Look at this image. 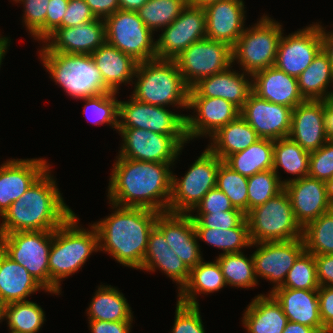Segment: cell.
<instances>
[{
	"instance_id": "cell-37",
	"label": "cell",
	"mask_w": 333,
	"mask_h": 333,
	"mask_svg": "<svg viewBox=\"0 0 333 333\" xmlns=\"http://www.w3.org/2000/svg\"><path fill=\"white\" fill-rule=\"evenodd\" d=\"M299 91L305 100H325L333 85V71L328 56L321 50L311 64L297 77ZM330 84V85H329Z\"/></svg>"
},
{
	"instance_id": "cell-35",
	"label": "cell",
	"mask_w": 333,
	"mask_h": 333,
	"mask_svg": "<svg viewBox=\"0 0 333 333\" xmlns=\"http://www.w3.org/2000/svg\"><path fill=\"white\" fill-rule=\"evenodd\" d=\"M127 299L117 288L100 285L86 310L88 320L133 321V312Z\"/></svg>"
},
{
	"instance_id": "cell-19",
	"label": "cell",
	"mask_w": 333,
	"mask_h": 333,
	"mask_svg": "<svg viewBox=\"0 0 333 333\" xmlns=\"http://www.w3.org/2000/svg\"><path fill=\"white\" fill-rule=\"evenodd\" d=\"M296 221L303 228L321 214L333 208L331 186L316 178L305 176L284 185Z\"/></svg>"
},
{
	"instance_id": "cell-15",
	"label": "cell",
	"mask_w": 333,
	"mask_h": 333,
	"mask_svg": "<svg viewBox=\"0 0 333 333\" xmlns=\"http://www.w3.org/2000/svg\"><path fill=\"white\" fill-rule=\"evenodd\" d=\"M156 40L157 59L174 60L192 43L206 38V13L203 7L187 5Z\"/></svg>"
},
{
	"instance_id": "cell-39",
	"label": "cell",
	"mask_w": 333,
	"mask_h": 333,
	"mask_svg": "<svg viewBox=\"0 0 333 333\" xmlns=\"http://www.w3.org/2000/svg\"><path fill=\"white\" fill-rule=\"evenodd\" d=\"M195 233L197 239L223 250L219 255L239 253L243 248L252 247L247 219L232 229L195 228Z\"/></svg>"
},
{
	"instance_id": "cell-8",
	"label": "cell",
	"mask_w": 333,
	"mask_h": 333,
	"mask_svg": "<svg viewBox=\"0 0 333 333\" xmlns=\"http://www.w3.org/2000/svg\"><path fill=\"white\" fill-rule=\"evenodd\" d=\"M246 219L252 244L302 238V227L295 219L284 189L263 205L251 209Z\"/></svg>"
},
{
	"instance_id": "cell-32",
	"label": "cell",
	"mask_w": 333,
	"mask_h": 333,
	"mask_svg": "<svg viewBox=\"0 0 333 333\" xmlns=\"http://www.w3.org/2000/svg\"><path fill=\"white\" fill-rule=\"evenodd\" d=\"M241 319L248 333H282L288 322L282 306L271 293L255 296Z\"/></svg>"
},
{
	"instance_id": "cell-11",
	"label": "cell",
	"mask_w": 333,
	"mask_h": 333,
	"mask_svg": "<svg viewBox=\"0 0 333 333\" xmlns=\"http://www.w3.org/2000/svg\"><path fill=\"white\" fill-rule=\"evenodd\" d=\"M52 231H19L0 236V249L49 291Z\"/></svg>"
},
{
	"instance_id": "cell-2",
	"label": "cell",
	"mask_w": 333,
	"mask_h": 333,
	"mask_svg": "<svg viewBox=\"0 0 333 333\" xmlns=\"http://www.w3.org/2000/svg\"><path fill=\"white\" fill-rule=\"evenodd\" d=\"M109 204L113 213L92 224L98 233L99 251L109 253L122 266L140 270L159 212Z\"/></svg>"
},
{
	"instance_id": "cell-41",
	"label": "cell",
	"mask_w": 333,
	"mask_h": 333,
	"mask_svg": "<svg viewBox=\"0 0 333 333\" xmlns=\"http://www.w3.org/2000/svg\"><path fill=\"white\" fill-rule=\"evenodd\" d=\"M216 260L220 264L226 285L249 289L259 284L252 254L249 258L243 252L223 254L217 256Z\"/></svg>"
},
{
	"instance_id": "cell-17",
	"label": "cell",
	"mask_w": 333,
	"mask_h": 333,
	"mask_svg": "<svg viewBox=\"0 0 333 333\" xmlns=\"http://www.w3.org/2000/svg\"><path fill=\"white\" fill-rule=\"evenodd\" d=\"M251 246L258 247L252 254L256 278L260 276L274 284L270 293L284 283L295 260L305 250L302 238L253 243Z\"/></svg>"
},
{
	"instance_id": "cell-9",
	"label": "cell",
	"mask_w": 333,
	"mask_h": 333,
	"mask_svg": "<svg viewBox=\"0 0 333 333\" xmlns=\"http://www.w3.org/2000/svg\"><path fill=\"white\" fill-rule=\"evenodd\" d=\"M178 179L172 173L169 212L189 214L203 197L216 187L217 172L222 160L207 147Z\"/></svg>"
},
{
	"instance_id": "cell-5",
	"label": "cell",
	"mask_w": 333,
	"mask_h": 333,
	"mask_svg": "<svg viewBox=\"0 0 333 333\" xmlns=\"http://www.w3.org/2000/svg\"><path fill=\"white\" fill-rule=\"evenodd\" d=\"M133 80L136 82H132L134 99L151 105L188 109L189 87L175 60L156 58L138 62Z\"/></svg>"
},
{
	"instance_id": "cell-34",
	"label": "cell",
	"mask_w": 333,
	"mask_h": 333,
	"mask_svg": "<svg viewBox=\"0 0 333 333\" xmlns=\"http://www.w3.org/2000/svg\"><path fill=\"white\" fill-rule=\"evenodd\" d=\"M226 282L217 260L204 262V259L190 270L188 282L178 292L177 300L188 305H199L197 294L218 292Z\"/></svg>"
},
{
	"instance_id": "cell-24",
	"label": "cell",
	"mask_w": 333,
	"mask_h": 333,
	"mask_svg": "<svg viewBox=\"0 0 333 333\" xmlns=\"http://www.w3.org/2000/svg\"><path fill=\"white\" fill-rule=\"evenodd\" d=\"M106 42L104 19L75 27H61L52 33L43 43L52 52L91 55Z\"/></svg>"
},
{
	"instance_id": "cell-62",
	"label": "cell",
	"mask_w": 333,
	"mask_h": 333,
	"mask_svg": "<svg viewBox=\"0 0 333 333\" xmlns=\"http://www.w3.org/2000/svg\"><path fill=\"white\" fill-rule=\"evenodd\" d=\"M148 0H119L121 10L138 11Z\"/></svg>"
},
{
	"instance_id": "cell-14",
	"label": "cell",
	"mask_w": 333,
	"mask_h": 333,
	"mask_svg": "<svg viewBox=\"0 0 333 333\" xmlns=\"http://www.w3.org/2000/svg\"><path fill=\"white\" fill-rule=\"evenodd\" d=\"M118 128L151 130L162 135H186V116L133 97L119 100Z\"/></svg>"
},
{
	"instance_id": "cell-51",
	"label": "cell",
	"mask_w": 333,
	"mask_h": 333,
	"mask_svg": "<svg viewBox=\"0 0 333 333\" xmlns=\"http://www.w3.org/2000/svg\"><path fill=\"white\" fill-rule=\"evenodd\" d=\"M171 333H205L199 305H188L177 300Z\"/></svg>"
},
{
	"instance_id": "cell-47",
	"label": "cell",
	"mask_w": 333,
	"mask_h": 333,
	"mask_svg": "<svg viewBox=\"0 0 333 333\" xmlns=\"http://www.w3.org/2000/svg\"><path fill=\"white\" fill-rule=\"evenodd\" d=\"M284 189L281 177L273 169L248 177V212L280 193Z\"/></svg>"
},
{
	"instance_id": "cell-30",
	"label": "cell",
	"mask_w": 333,
	"mask_h": 333,
	"mask_svg": "<svg viewBox=\"0 0 333 333\" xmlns=\"http://www.w3.org/2000/svg\"><path fill=\"white\" fill-rule=\"evenodd\" d=\"M39 290L60 295L53 291H47L26 268L14 262L0 249V301L4 305L27 301V297Z\"/></svg>"
},
{
	"instance_id": "cell-3",
	"label": "cell",
	"mask_w": 333,
	"mask_h": 333,
	"mask_svg": "<svg viewBox=\"0 0 333 333\" xmlns=\"http://www.w3.org/2000/svg\"><path fill=\"white\" fill-rule=\"evenodd\" d=\"M50 168L3 214L0 236L19 231H54L74 213L64 202Z\"/></svg>"
},
{
	"instance_id": "cell-36",
	"label": "cell",
	"mask_w": 333,
	"mask_h": 333,
	"mask_svg": "<svg viewBox=\"0 0 333 333\" xmlns=\"http://www.w3.org/2000/svg\"><path fill=\"white\" fill-rule=\"evenodd\" d=\"M274 140L259 139L243 151L228 156L223 162L245 177L273 169Z\"/></svg>"
},
{
	"instance_id": "cell-12",
	"label": "cell",
	"mask_w": 333,
	"mask_h": 333,
	"mask_svg": "<svg viewBox=\"0 0 333 333\" xmlns=\"http://www.w3.org/2000/svg\"><path fill=\"white\" fill-rule=\"evenodd\" d=\"M122 142L118 157L154 163H174L181 155L186 135H162L151 130L118 128Z\"/></svg>"
},
{
	"instance_id": "cell-22",
	"label": "cell",
	"mask_w": 333,
	"mask_h": 333,
	"mask_svg": "<svg viewBox=\"0 0 333 333\" xmlns=\"http://www.w3.org/2000/svg\"><path fill=\"white\" fill-rule=\"evenodd\" d=\"M44 158L9 159L0 166V216L50 167Z\"/></svg>"
},
{
	"instance_id": "cell-4",
	"label": "cell",
	"mask_w": 333,
	"mask_h": 333,
	"mask_svg": "<svg viewBox=\"0 0 333 333\" xmlns=\"http://www.w3.org/2000/svg\"><path fill=\"white\" fill-rule=\"evenodd\" d=\"M73 213L61 226L52 231L49 253V291L61 294V281L78 272L93 252L99 251L98 233L78 226Z\"/></svg>"
},
{
	"instance_id": "cell-57",
	"label": "cell",
	"mask_w": 333,
	"mask_h": 333,
	"mask_svg": "<svg viewBox=\"0 0 333 333\" xmlns=\"http://www.w3.org/2000/svg\"><path fill=\"white\" fill-rule=\"evenodd\" d=\"M91 333H130L132 321L88 320Z\"/></svg>"
},
{
	"instance_id": "cell-61",
	"label": "cell",
	"mask_w": 333,
	"mask_h": 333,
	"mask_svg": "<svg viewBox=\"0 0 333 333\" xmlns=\"http://www.w3.org/2000/svg\"><path fill=\"white\" fill-rule=\"evenodd\" d=\"M282 333H319L314 328L288 321Z\"/></svg>"
},
{
	"instance_id": "cell-65",
	"label": "cell",
	"mask_w": 333,
	"mask_h": 333,
	"mask_svg": "<svg viewBox=\"0 0 333 333\" xmlns=\"http://www.w3.org/2000/svg\"><path fill=\"white\" fill-rule=\"evenodd\" d=\"M4 307L5 305L0 301V323L4 320Z\"/></svg>"
},
{
	"instance_id": "cell-66",
	"label": "cell",
	"mask_w": 333,
	"mask_h": 333,
	"mask_svg": "<svg viewBox=\"0 0 333 333\" xmlns=\"http://www.w3.org/2000/svg\"><path fill=\"white\" fill-rule=\"evenodd\" d=\"M331 196H332V200H333V184L331 185Z\"/></svg>"
},
{
	"instance_id": "cell-64",
	"label": "cell",
	"mask_w": 333,
	"mask_h": 333,
	"mask_svg": "<svg viewBox=\"0 0 333 333\" xmlns=\"http://www.w3.org/2000/svg\"><path fill=\"white\" fill-rule=\"evenodd\" d=\"M214 1L218 0H186L187 5L190 6H197V7H205L206 5L213 3Z\"/></svg>"
},
{
	"instance_id": "cell-50",
	"label": "cell",
	"mask_w": 333,
	"mask_h": 333,
	"mask_svg": "<svg viewBox=\"0 0 333 333\" xmlns=\"http://www.w3.org/2000/svg\"><path fill=\"white\" fill-rule=\"evenodd\" d=\"M308 176L333 184V141H327L319 149L310 152Z\"/></svg>"
},
{
	"instance_id": "cell-13",
	"label": "cell",
	"mask_w": 333,
	"mask_h": 333,
	"mask_svg": "<svg viewBox=\"0 0 333 333\" xmlns=\"http://www.w3.org/2000/svg\"><path fill=\"white\" fill-rule=\"evenodd\" d=\"M186 85L191 88L200 79L232 66V47L208 38L196 41L174 59Z\"/></svg>"
},
{
	"instance_id": "cell-49",
	"label": "cell",
	"mask_w": 333,
	"mask_h": 333,
	"mask_svg": "<svg viewBox=\"0 0 333 333\" xmlns=\"http://www.w3.org/2000/svg\"><path fill=\"white\" fill-rule=\"evenodd\" d=\"M193 219L194 228L232 229L238 227L245 219L246 214L240 210L220 211L217 213H189Z\"/></svg>"
},
{
	"instance_id": "cell-16",
	"label": "cell",
	"mask_w": 333,
	"mask_h": 333,
	"mask_svg": "<svg viewBox=\"0 0 333 333\" xmlns=\"http://www.w3.org/2000/svg\"><path fill=\"white\" fill-rule=\"evenodd\" d=\"M321 50L322 42L317 22L289 35L284 36L282 33L274 66L297 78Z\"/></svg>"
},
{
	"instance_id": "cell-26",
	"label": "cell",
	"mask_w": 333,
	"mask_h": 333,
	"mask_svg": "<svg viewBox=\"0 0 333 333\" xmlns=\"http://www.w3.org/2000/svg\"><path fill=\"white\" fill-rule=\"evenodd\" d=\"M288 137L308 152L319 149L328 141L324 123V100H305L292 110Z\"/></svg>"
},
{
	"instance_id": "cell-20",
	"label": "cell",
	"mask_w": 333,
	"mask_h": 333,
	"mask_svg": "<svg viewBox=\"0 0 333 333\" xmlns=\"http://www.w3.org/2000/svg\"><path fill=\"white\" fill-rule=\"evenodd\" d=\"M292 108L269 102L251 92L240 115L262 139L278 140L289 136Z\"/></svg>"
},
{
	"instance_id": "cell-56",
	"label": "cell",
	"mask_w": 333,
	"mask_h": 333,
	"mask_svg": "<svg viewBox=\"0 0 333 333\" xmlns=\"http://www.w3.org/2000/svg\"><path fill=\"white\" fill-rule=\"evenodd\" d=\"M320 286H333V254L314 255Z\"/></svg>"
},
{
	"instance_id": "cell-18",
	"label": "cell",
	"mask_w": 333,
	"mask_h": 333,
	"mask_svg": "<svg viewBox=\"0 0 333 333\" xmlns=\"http://www.w3.org/2000/svg\"><path fill=\"white\" fill-rule=\"evenodd\" d=\"M188 109L193 115H186V136L188 141L200 136L209 138L220 128L240 115V109L233 103L216 97H189Z\"/></svg>"
},
{
	"instance_id": "cell-55",
	"label": "cell",
	"mask_w": 333,
	"mask_h": 333,
	"mask_svg": "<svg viewBox=\"0 0 333 333\" xmlns=\"http://www.w3.org/2000/svg\"><path fill=\"white\" fill-rule=\"evenodd\" d=\"M318 299L323 327L333 333V286H320Z\"/></svg>"
},
{
	"instance_id": "cell-29",
	"label": "cell",
	"mask_w": 333,
	"mask_h": 333,
	"mask_svg": "<svg viewBox=\"0 0 333 333\" xmlns=\"http://www.w3.org/2000/svg\"><path fill=\"white\" fill-rule=\"evenodd\" d=\"M156 268L178 284V292L188 282L190 270L169 247L163 233L154 226L148 237L147 249L140 270L155 272Z\"/></svg>"
},
{
	"instance_id": "cell-52",
	"label": "cell",
	"mask_w": 333,
	"mask_h": 333,
	"mask_svg": "<svg viewBox=\"0 0 333 333\" xmlns=\"http://www.w3.org/2000/svg\"><path fill=\"white\" fill-rule=\"evenodd\" d=\"M197 210V211H196ZM238 210L234 208L230 199L217 187L211 189L197 206L190 212L197 213H217L220 211Z\"/></svg>"
},
{
	"instance_id": "cell-1",
	"label": "cell",
	"mask_w": 333,
	"mask_h": 333,
	"mask_svg": "<svg viewBox=\"0 0 333 333\" xmlns=\"http://www.w3.org/2000/svg\"><path fill=\"white\" fill-rule=\"evenodd\" d=\"M174 164L117 156L109 179V202L123 207L169 212L173 173L171 167Z\"/></svg>"
},
{
	"instance_id": "cell-43",
	"label": "cell",
	"mask_w": 333,
	"mask_h": 333,
	"mask_svg": "<svg viewBox=\"0 0 333 333\" xmlns=\"http://www.w3.org/2000/svg\"><path fill=\"white\" fill-rule=\"evenodd\" d=\"M187 6L186 0H148L138 11L145 26L153 33L169 26Z\"/></svg>"
},
{
	"instance_id": "cell-27",
	"label": "cell",
	"mask_w": 333,
	"mask_h": 333,
	"mask_svg": "<svg viewBox=\"0 0 333 333\" xmlns=\"http://www.w3.org/2000/svg\"><path fill=\"white\" fill-rule=\"evenodd\" d=\"M252 92L269 102L292 109L305 101L299 91L297 78L275 66L267 67L252 75Z\"/></svg>"
},
{
	"instance_id": "cell-44",
	"label": "cell",
	"mask_w": 333,
	"mask_h": 333,
	"mask_svg": "<svg viewBox=\"0 0 333 333\" xmlns=\"http://www.w3.org/2000/svg\"><path fill=\"white\" fill-rule=\"evenodd\" d=\"M216 187L231 201L234 208L248 213V178L232 170L223 161L217 172Z\"/></svg>"
},
{
	"instance_id": "cell-31",
	"label": "cell",
	"mask_w": 333,
	"mask_h": 333,
	"mask_svg": "<svg viewBox=\"0 0 333 333\" xmlns=\"http://www.w3.org/2000/svg\"><path fill=\"white\" fill-rule=\"evenodd\" d=\"M91 57L100 71L104 85L111 91L120 90V84H131L135 76L138 61L105 42Z\"/></svg>"
},
{
	"instance_id": "cell-25",
	"label": "cell",
	"mask_w": 333,
	"mask_h": 333,
	"mask_svg": "<svg viewBox=\"0 0 333 333\" xmlns=\"http://www.w3.org/2000/svg\"><path fill=\"white\" fill-rule=\"evenodd\" d=\"M232 67L200 79L189 88V97L223 98L241 110L252 92V75L234 71Z\"/></svg>"
},
{
	"instance_id": "cell-42",
	"label": "cell",
	"mask_w": 333,
	"mask_h": 333,
	"mask_svg": "<svg viewBox=\"0 0 333 333\" xmlns=\"http://www.w3.org/2000/svg\"><path fill=\"white\" fill-rule=\"evenodd\" d=\"M305 251L313 255L333 254V208L302 228Z\"/></svg>"
},
{
	"instance_id": "cell-28",
	"label": "cell",
	"mask_w": 333,
	"mask_h": 333,
	"mask_svg": "<svg viewBox=\"0 0 333 333\" xmlns=\"http://www.w3.org/2000/svg\"><path fill=\"white\" fill-rule=\"evenodd\" d=\"M271 294L282 306L288 321L329 333L322 324L318 290L276 288Z\"/></svg>"
},
{
	"instance_id": "cell-54",
	"label": "cell",
	"mask_w": 333,
	"mask_h": 333,
	"mask_svg": "<svg viewBox=\"0 0 333 333\" xmlns=\"http://www.w3.org/2000/svg\"><path fill=\"white\" fill-rule=\"evenodd\" d=\"M69 0H49L46 18H45V40L61 28V23Z\"/></svg>"
},
{
	"instance_id": "cell-45",
	"label": "cell",
	"mask_w": 333,
	"mask_h": 333,
	"mask_svg": "<svg viewBox=\"0 0 333 333\" xmlns=\"http://www.w3.org/2000/svg\"><path fill=\"white\" fill-rule=\"evenodd\" d=\"M116 92H105L97 96L84 99V112L86 119L96 125H111L110 127L118 129L119 101ZM91 115V116H90Z\"/></svg>"
},
{
	"instance_id": "cell-67",
	"label": "cell",
	"mask_w": 333,
	"mask_h": 333,
	"mask_svg": "<svg viewBox=\"0 0 333 333\" xmlns=\"http://www.w3.org/2000/svg\"><path fill=\"white\" fill-rule=\"evenodd\" d=\"M332 88H333V86H332ZM329 98L333 99V91H331Z\"/></svg>"
},
{
	"instance_id": "cell-60",
	"label": "cell",
	"mask_w": 333,
	"mask_h": 333,
	"mask_svg": "<svg viewBox=\"0 0 333 333\" xmlns=\"http://www.w3.org/2000/svg\"><path fill=\"white\" fill-rule=\"evenodd\" d=\"M324 123L325 131L329 141H333V99L324 100Z\"/></svg>"
},
{
	"instance_id": "cell-59",
	"label": "cell",
	"mask_w": 333,
	"mask_h": 333,
	"mask_svg": "<svg viewBox=\"0 0 333 333\" xmlns=\"http://www.w3.org/2000/svg\"><path fill=\"white\" fill-rule=\"evenodd\" d=\"M320 30L321 42H322V50L328 56L329 62L331 64V68L333 71V31H327L326 27H322L319 23H317ZM327 31V32H326Z\"/></svg>"
},
{
	"instance_id": "cell-23",
	"label": "cell",
	"mask_w": 333,
	"mask_h": 333,
	"mask_svg": "<svg viewBox=\"0 0 333 333\" xmlns=\"http://www.w3.org/2000/svg\"><path fill=\"white\" fill-rule=\"evenodd\" d=\"M244 6L243 0H218L206 5V38L233 47L245 30Z\"/></svg>"
},
{
	"instance_id": "cell-10",
	"label": "cell",
	"mask_w": 333,
	"mask_h": 333,
	"mask_svg": "<svg viewBox=\"0 0 333 333\" xmlns=\"http://www.w3.org/2000/svg\"><path fill=\"white\" fill-rule=\"evenodd\" d=\"M106 42L136 61L156 59V41L136 11L117 10L104 19Z\"/></svg>"
},
{
	"instance_id": "cell-63",
	"label": "cell",
	"mask_w": 333,
	"mask_h": 333,
	"mask_svg": "<svg viewBox=\"0 0 333 333\" xmlns=\"http://www.w3.org/2000/svg\"><path fill=\"white\" fill-rule=\"evenodd\" d=\"M8 37L0 36V68L2 64V60L5 57L8 47L10 46V41Z\"/></svg>"
},
{
	"instance_id": "cell-48",
	"label": "cell",
	"mask_w": 333,
	"mask_h": 333,
	"mask_svg": "<svg viewBox=\"0 0 333 333\" xmlns=\"http://www.w3.org/2000/svg\"><path fill=\"white\" fill-rule=\"evenodd\" d=\"M24 13L23 21L34 40L45 41V18L49 0H21Z\"/></svg>"
},
{
	"instance_id": "cell-38",
	"label": "cell",
	"mask_w": 333,
	"mask_h": 333,
	"mask_svg": "<svg viewBox=\"0 0 333 333\" xmlns=\"http://www.w3.org/2000/svg\"><path fill=\"white\" fill-rule=\"evenodd\" d=\"M309 156L310 152L304 150L289 137L274 140V172L279 176L278 170L282 168L287 174L296 175L294 178L282 180L283 185L308 176Z\"/></svg>"
},
{
	"instance_id": "cell-6",
	"label": "cell",
	"mask_w": 333,
	"mask_h": 333,
	"mask_svg": "<svg viewBox=\"0 0 333 333\" xmlns=\"http://www.w3.org/2000/svg\"><path fill=\"white\" fill-rule=\"evenodd\" d=\"M39 51L40 61L55 84L61 86L74 99L93 97L111 92L105 85L100 71L88 54L52 52L46 45Z\"/></svg>"
},
{
	"instance_id": "cell-21",
	"label": "cell",
	"mask_w": 333,
	"mask_h": 333,
	"mask_svg": "<svg viewBox=\"0 0 333 333\" xmlns=\"http://www.w3.org/2000/svg\"><path fill=\"white\" fill-rule=\"evenodd\" d=\"M155 226L163 233L169 247L189 270L203 260L193 219L189 214L159 213Z\"/></svg>"
},
{
	"instance_id": "cell-40",
	"label": "cell",
	"mask_w": 333,
	"mask_h": 333,
	"mask_svg": "<svg viewBox=\"0 0 333 333\" xmlns=\"http://www.w3.org/2000/svg\"><path fill=\"white\" fill-rule=\"evenodd\" d=\"M4 320L8 322L9 333H37L46 319L42 307L27 300L6 304Z\"/></svg>"
},
{
	"instance_id": "cell-58",
	"label": "cell",
	"mask_w": 333,
	"mask_h": 333,
	"mask_svg": "<svg viewBox=\"0 0 333 333\" xmlns=\"http://www.w3.org/2000/svg\"><path fill=\"white\" fill-rule=\"evenodd\" d=\"M96 18L105 19L120 9L119 0H85Z\"/></svg>"
},
{
	"instance_id": "cell-33",
	"label": "cell",
	"mask_w": 333,
	"mask_h": 333,
	"mask_svg": "<svg viewBox=\"0 0 333 333\" xmlns=\"http://www.w3.org/2000/svg\"><path fill=\"white\" fill-rule=\"evenodd\" d=\"M261 139L255 130L239 115L236 119L220 128L211 137L208 149L220 160L243 151Z\"/></svg>"
},
{
	"instance_id": "cell-46",
	"label": "cell",
	"mask_w": 333,
	"mask_h": 333,
	"mask_svg": "<svg viewBox=\"0 0 333 333\" xmlns=\"http://www.w3.org/2000/svg\"><path fill=\"white\" fill-rule=\"evenodd\" d=\"M319 287L315 257L304 250L287 273L284 283L278 288L318 290Z\"/></svg>"
},
{
	"instance_id": "cell-53",
	"label": "cell",
	"mask_w": 333,
	"mask_h": 333,
	"mask_svg": "<svg viewBox=\"0 0 333 333\" xmlns=\"http://www.w3.org/2000/svg\"><path fill=\"white\" fill-rule=\"evenodd\" d=\"M96 19L85 0H69L61 27H75Z\"/></svg>"
},
{
	"instance_id": "cell-7",
	"label": "cell",
	"mask_w": 333,
	"mask_h": 333,
	"mask_svg": "<svg viewBox=\"0 0 333 333\" xmlns=\"http://www.w3.org/2000/svg\"><path fill=\"white\" fill-rule=\"evenodd\" d=\"M282 25L264 14L252 27H246L232 47V64L237 62L243 72L253 75L276 61Z\"/></svg>"
}]
</instances>
